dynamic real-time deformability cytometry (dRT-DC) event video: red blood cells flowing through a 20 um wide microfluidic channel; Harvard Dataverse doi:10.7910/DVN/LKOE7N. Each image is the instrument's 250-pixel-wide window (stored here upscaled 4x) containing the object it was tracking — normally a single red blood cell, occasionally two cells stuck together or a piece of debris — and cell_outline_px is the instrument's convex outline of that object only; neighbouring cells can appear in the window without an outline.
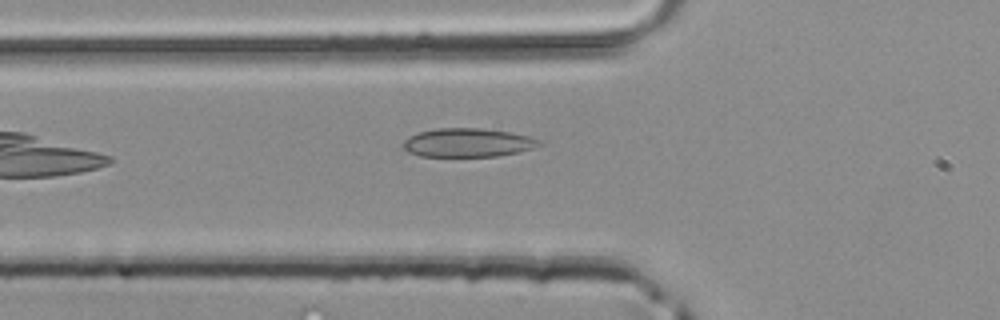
{"species": "common noctule bat (a hibernating species)", "species_latin": "Nyctalus noctula", "temperature_condition": "room temperature", "stored_images_in_passage": 2, "camera_frame_rate_fps": 3000, "um_per_image_px": 0.085, "animal": {"sex": "male", "body_mass_g": 20.4}, "frame": {"image": 1, "passage_image": 2, "time_ms": 0.333, "image_size_px": [1000, 320], "cell_outline_px": [[540, 144], [532, 148], [500, 156], [420, 156], [408, 152], [404, 148], [404, 140], [420, 132], [436, 128], [480, 128], [508, 132], [528, 136], [540, 140]], "centroid_in_image_um": [39.74, 12.12], "position_along_channel_um": 86.1, "area_um2": 22.37}}